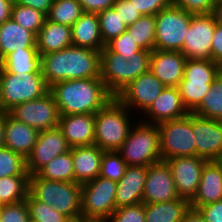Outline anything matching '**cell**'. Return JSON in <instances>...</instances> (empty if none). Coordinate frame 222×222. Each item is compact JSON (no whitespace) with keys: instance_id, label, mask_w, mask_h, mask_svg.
Returning a JSON list of instances; mask_svg holds the SVG:
<instances>
[{"instance_id":"obj_1","label":"cell","mask_w":222,"mask_h":222,"mask_svg":"<svg viewBox=\"0 0 222 222\" xmlns=\"http://www.w3.org/2000/svg\"><path fill=\"white\" fill-rule=\"evenodd\" d=\"M41 73L48 87L65 80L100 78V52L70 46L41 55Z\"/></svg>"},{"instance_id":"obj_2","label":"cell","mask_w":222,"mask_h":222,"mask_svg":"<svg viewBox=\"0 0 222 222\" xmlns=\"http://www.w3.org/2000/svg\"><path fill=\"white\" fill-rule=\"evenodd\" d=\"M60 115L96 114L114 96L101 78L65 80L49 87Z\"/></svg>"},{"instance_id":"obj_3","label":"cell","mask_w":222,"mask_h":222,"mask_svg":"<svg viewBox=\"0 0 222 222\" xmlns=\"http://www.w3.org/2000/svg\"><path fill=\"white\" fill-rule=\"evenodd\" d=\"M152 51L140 50L126 59L106 46L100 51V78L115 97L130 82L149 71Z\"/></svg>"},{"instance_id":"obj_4","label":"cell","mask_w":222,"mask_h":222,"mask_svg":"<svg viewBox=\"0 0 222 222\" xmlns=\"http://www.w3.org/2000/svg\"><path fill=\"white\" fill-rule=\"evenodd\" d=\"M82 184L78 182H61L46 180L31 174L28 194L68 218H76L81 214Z\"/></svg>"},{"instance_id":"obj_5","label":"cell","mask_w":222,"mask_h":222,"mask_svg":"<svg viewBox=\"0 0 222 222\" xmlns=\"http://www.w3.org/2000/svg\"><path fill=\"white\" fill-rule=\"evenodd\" d=\"M129 113L116 97L111 99L95 114L94 144L103 151H118L134 126Z\"/></svg>"},{"instance_id":"obj_6","label":"cell","mask_w":222,"mask_h":222,"mask_svg":"<svg viewBox=\"0 0 222 222\" xmlns=\"http://www.w3.org/2000/svg\"><path fill=\"white\" fill-rule=\"evenodd\" d=\"M222 68L212 59H187L184 77L178 85L184 106L192 112L211 90Z\"/></svg>"},{"instance_id":"obj_7","label":"cell","mask_w":222,"mask_h":222,"mask_svg":"<svg viewBox=\"0 0 222 222\" xmlns=\"http://www.w3.org/2000/svg\"><path fill=\"white\" fill-rule=\"evenodd\" d=\"M49 92L42 73L12 74L0 66V108L8 112L15 105L36 100Z\"/></svg>"},{"instance_id":"obj_8","label":"cell","mask_w":222,"mask_h":222,"mask_svg":"<svg viewBox=\"0 0 222 222\" xmlns=\"http://www.w3.org/2000/svg\"><path fill=\"white\" fill-rule=\"evenodd\" d=\"M129 166H150L161 159L158 126L138 121L117 151Z\"/></svg>"},{"instance_id":"obj_9","label":"cell","mask_w":222,"mask_h":222,"mask_svg":"<svg viewBox=\"0 0 222 222\" xmlns=\"http://www.w3.org/2000/svg\"><path fill=\"white\" fill-rule=\"evenodd\" d=\"M193 14L170 5L155 15V50L181 52Z\"/></svg>"},{"instance_id":"obj_10","label":"cell","mask_w":222,"mask_h":222,"mask_svg":"<svg viewBox=\"0 0 222 222\" xmlns=\"http://www.w3.org/2000/svg\"><path fill=\"white\" fill-rule=\"evenodd\" d=\"M160 135L162 160L173 157L196 156L192 131V112L187 116L157 124Z\"/></svg>"},{"instance_id":"obj_11","label":"cell","mask_w":222,"mask_h":222,"mask_svg":"<svg viewBox=\"0 0 222 222\" xmlns=\"http://www.w3.org/2000/svg\"><path fill=\"white\" fill-rule=\"evenodd\" d=\"M117 182L98 176L82 184L81 214L107 221L116 209Z\"/></svg>"},{"instance_id":"obj_12","label":"cell","mask_w":222,"mask_h":222,"mask_svg":"<svg viewBox=\"0 0 222 222\" xmlns=\"http://www.w3.org/2000/svg\"><path fill=\"white\" fill-rule=\"evenodd\" d=\"M8 113L39 132L58 127L60 121L59 108L50 92L36 100L15 105Z\"/></svg>"},{"instance_id":"obj_13","label":"cell","mask_w":222,"mask_h":222,"mask_svg":"<svg viewBox=\"0 0 222 222\" xmlns=\"http://www.w3.org/2000/svg\"><path fill=\"white\" fill-rule=\"evenodd\" d=\"M216 23L213 13L192 15L181 50L187 59H211V45Z\"/></svg>"},{"instance_id":"obj_14","label":"cell","mask_w":222,"mask_h":222,"mask_svg":"<svg viewBox=\"0 0 222 222\" xmlns=\"http://www.w3.org/2000/svg\"><path fill=\"white\" fill-rule=\"evenodd\" d=\"M165 87L150 71H147L130 82L115 97L130 111L131 109L133 111L140 109L143 114L159 97Z\"/></svg>"},{"instance_id":"obj_15","label":"cell","mask_w":222,"mask_h":222,"mask_svg":"<svg viewBox=\"0 0 222 222\" xmlns=\"http://www.w3.org/2000/svg\"><path fill=\"white\" fill-rule=\"evenodd\" d=\"M174 180L175 190L180 198L191 201L196 195L206 159L198 156L173 157L166 160Z\"/></svg>"},{"instance_id":"obj_16","label":"cell","mask_w":222,"mask_h":222,"mask_svg":"<svg viewBox=\"0 0 222 222\" xmlns=\"http://www.w3.org/2000/svg\"><path fill=\"white\" fill-rule=\"evenodd\" d=\"M70 149L71 147L59 127L40 131L31 153L26 158L28 174H35L42 166Z\"/></svg>"},{"instance_id":"obj_17","label":"cell","mask_w":222,"mask_h":222,"mask_svg":"<svg viewBox=\"0 0 222 222\" xmlns=\"http://www.w3.org/2000/svg\"><path fill=\"white\" fill-rule=\"evenodd\" d=\"M192 131L196 143V156L207 161L222 158V121L192 113Z\"/></svg>"},{"instance_id":"obj_18","label":"cell","mask_w":222,"mask_h":222,"mask_svg":"<svg viewBox=\"0 0 222 222\" xmlns=\"http://www.w3.org/2000/svg\"><path fill=\"white\" fill-rule=\"evenodd\" d=\"M178 198L172 171L167 161L160 160L148 166L143 203H161Z\"/></svg>"},{"instance_id":"obj_19","label":"cell","mask_w":222,"mask_h":222,"mask_svg":"<svg viewBox=\"0 0 222 222\" xmlns=\"http://www.w3.org/2000/svg\"><path fill=\"white\" fill-rule=\"evenodd\" d=\"M187 58L179 51L153 50L149 71L166 87H178Z\"/></svg>"},{"instance_id":"obj_20","label":"cell","mask_w":222,"mask_h":222,"mask_svg":"<svg viewBox=\"0 0 222 222\" xmlns=\"http://www.w3.org/2000/svg\"><path fill=\"white\" fill-rule=\"evenodd\" d=\"M190 112L184 106L178 87H165L159 97L150 108L143 114L147 124L157 125L159 123L185 117ZM150 119V120H148ZM149 121V122H148Z\"/></svg>"},{"instance_id":"obj_21","label":"cell","mask_w":222,"mask_h":222,"mask_svg":"<svg viewBox=\"0 0 222 222\" xmlns=\"http://www.w3.org/2000/svg\"><path fill=\"white\" fill-rule=\"evenodd\" d=\"M58 127L71 148L94 144L95 114L60 115Z\"/></svg>"},{"instance_id":"obj_22","label":"cell","mask_w":222,"mask_h":222,"mask_svg":"<svg viewBox=\"0 0 222 222\" xmlns=\"http://www.w3.org/2000/svg\"><path fill=\"white\" fill-rule=\"evenodd\" d=\"M146 176V166H127L124 176L117 182L116 208L143 202Z\"/></svg>"},{"instance_id":"obj_23","label":"cell","mask_w":222,"mask_h":222,"mask_svg":"<svg viewBox=\"0 0 222 222\" xmlns=\"http://www.w3.org/2000/svg\"><path fill=\"white\" fill-rule=\"evenodd\" d=\"M219 200H222L221 167L216 161H207L203 166L196 195L190 201V207L197 210L205 204Z\"/></svg>"},{"instance_id":"obj_24","label":"cell","mask_w":222,"mask_h":222,"mask_svg":"<svg viewBox=\"0 0 222 222\" xmlns=\"http://www.w3.org/2000/svg\"><path fill=\"white\" fill-rule=\"evenodd\" d=\"M39 131L13 118L5 112L4 147L19 153L25 159L34 147Z\"/></svg>"},{"instance_id":"obj_25","label":"cell","mask_w":222,"mask_h":222,"mask_svg":"<svg viewBox=\"0 0 222 222\" xmlns=\"http://www.w3.org/2000/svg\"><path fill=\"white\" fill-rule=\"evenodd\" d=\"M104 152L95 144L71 148L75 182L84 184L99 176Z\"/></svg>"},{"instance_id":"obj_26","label":"cell","mask_w":222,"mask_h":222,"mask_svg":"<svg viewBox=\"0 0 222 222\" xmlns=\"http://www.w3.org/2000/svg\"><path fill=\"white\" fill-rule=\"evenodd\" d=\"M72 46L101 51L103 43L97 13H83L71 26Z\"/></svg>"},{"instance_id":"obj_27","label":"cell","mask_w":222,"mask_h":222,"mask_svg":"<svg viewBox=\"0 0 222 222\" xmlns=\"http://www.w3.org/2000/svg\"><path fill=\"white\" fill-rule=\"evenodd\" d=\"M36 47V36L13 19L0 25V62L11 52Z\"/></svg>"},{"instance_id":"obj_28","label":"cell","mask_w":222,"mask_h":222,"mask_svg":"<svg viewBox=\"0 0 222 222\" xmlns=\"http://www.w3.org/2000/svg\"><path fill=\"white\" fill-rule=\"evenodd\" d=\"M72 46L71 27L45 20L36 36V47L40 55L63 50Z\"/></svg>"},{"instance_id":"obj_29","label":"cell","mask_w":222,"mask_h":222,"mask_svg":"<svg viewBox=\"0 0 222 222\" xmlns=\"http://www.w3.org/2000/svg\"><path fill=\"white\" fill-rule=\"evenodd\" d=\"M190 209V201L180 197L171 201L145 204V222H181Z\"/></svg>"},{"instance_id":"obj_30","label":"cell","mask_w":222,"mask_h":222,"mask_svg":"<svg viewBox=\"0 0 222 222\" xmlns=\"http://www.w3.org/2000/svg\"><path fill=\"white\" fill-rule=\"evenodd\" d=\"M0 66L12 74L41 73V55L37 47L22 48L9 53Z\"/></svg>"},{"instance_id":"obj_31","label":"cell","mask_w":222,"mask_h":222,"mask_svg":"<svg viewBox=\"0 0 222 222\" xmlns=\"http://www.w3.org/2000/svg\"><path fill=\"white\" fill-rule=\"evenodd\" d=\"M35 174L46 180L75 182L71 149L64 154L56 156L49 163L42 166Z\"/></svg>"},{"instance_id":"obj_32","label":"cell","mask_w":222,"mask_h":222,"mask_svg":"<svg viewBox=\"0 0 222 222\" xmlns=\"http://www.w3.org/2000/svg\"><path fill=\"white\" fill-rule=\"evenodd\" d=\"M192 113L204 118L222 121V72L212 83L211 90Z\"/></svg>"},{"instance_id":"obj_33","label":"cell","mask_w":222,"mask_h":222,"mask_svg":"<svg viewBox=\"0 0 222 222\" xmlns=\"http://www.w3.org/2000/svg\"><path fill=\"white\" fill-rule=\"evenodd\" d=\"M126 31L142 50H154L156 34L155 15H142L132 25H129Z\"/></svg>"},{"instance_id":"obj_34","label":"cell","mask_w":222,"mask_h":222,"mask_svg":"<svg viewBox=\"0 0 222 222\" xmlns=\"http://www.w3.org/2000/svg\"><path fill=\"white\" fill-rule=\"evenodd\" d=\"M30 176H8L0 178V203L13 204L25 201L29 190Z\"/></svg>"},{"instance_id":"obj_35","label":"cell","mask_w":222,"mask_h":222,"mask_svg":"<svg viewBox=\"0 0 222 222\" xmlns=\"http://www.w3.org/2000/svg\"><path fill=\"white\" fill-rule=\"evenodd\" d=\"M83 13L78 0H53L46 17L53 23L71 27Z\"/></svg>"},{"instance_id":"obj_36","label":"cell","mask_w":222,"mask_h":222,"mask_svg":"<svg viewBox=\"0 0 222 222\" xmlns=\"http://www.w3.org/2000/svg\"><path fill=\"white\" fill-rule=\"evenodd\" d=\"M11 19L37 36L47 17L46 14L29 6L13 4Z\"/></svg>"},{"instance_id":"obj_37","label":"cell","mask_w":222,"mask_h":222,"mask_svg":"<svg viewBox=\"0 0 222 222\" xmlns=\"http://www.w3.org/2000/svg\"><path fill=\"white\" fill-rule=\"evenodd\" d=\"M97 16L104 45L121 35L128 27L113 7L97 13Z\"/></svg>"},{"instance_id":"obj_38","label":"cell","mask_w":222,"mask_h":222,"mask_svg":"<svg viewBox=\"0 0 222 222\" xmlns=\"http://www.w3.org/2000/svg\"><path fill=\"white\" fill-rule=\"evenodd\" d=\"M8 176H30L26 169V159L7 147L0 148V178Z\"/></svg>"},{"instance_id":"obj_39","label":"cell","mask_w":222,"mask_h":222,"mask_svg":"<svg viewBox=\"0 0 222 222\" xmlns=\"http://www.w3.org/2000/svg\"><path fill=\"white\" fill-rule=\"evenodd\" d=\"M127 166V163L117 151H105L101 159L99 176L118 182L124 176Z\"/></svg>"},{"instance_id":"obj_40","label":"cell","mask_w":222,"mask_h":222,"mask_svg":"<svg viewBox=\"0 0 222 222\" xmlns=\"http://www.w3.org/2000/svg\"><path fill=\"white\" fill-rule=\"evenodd\" d=\"M25 200L28 205L30 220L36 222H65L69 219L54 210L52 206L32 198L29 194Z\"/></svg>"},{"instance_id":"obj_41","label":"cell","mask_w":222,"mask_h":222,"mask_svg":"<svg viewBox=\"0 0 222 222\" xmlns=\"http://www.w3.org/2000/svg\"><path fill=\"white\" fill-rule=\"evenodd\" d=\"M145 204L116 208L106 222H145Z\"/></svg>"},{"instance_id":"obj_42","label":"cell","mask_w":222,"mask_h":222,"mask_svg":"<svg viewBox=\"0 0 222 222\" xmlns=\"http://www.w3.org/2000/svg\"><path fill=\"white\" fill-rule=\"evenodd\" d=\"M0 222H30L26 200L2 205L0 208Z\"/></svg>"},{"instance_id":"obj_43","label":"cell","mask_w":222,"mask_h":222,"mask_svg":"<svg viewBox=\"0 0 222 222\" xmlns=\"http://www.w3.org/2000/svg\"><path fill=\"white\" fill-rule=\"evenodd\" d=\"M111 52L123 55L126 59L134 56L141 48L136 44L132 36L127 31L123 32L118 37L112 39L105 45Z\"/></svg>"},{"instance_id":"obj_44","label":"cell","mask_w":222,"mask_h":222,"mask_svg":"<svg viewBox=\"0 0 222 222\" xmlns=\"http://www.w3.org/2000/svg\"><path fill=\"white\" fill-rule=\"evenodd\" d=\"M175 5L191 14L213 13L215 9V0H171Z\"/></svg>"},{"instance_id":"obj_45","label":"cell","mask_w":222,"mask_h":222,"mask_svg":"<svg viewBox=\"0 0 222 222\" xmlns=\"http://www.w3.org/2000/svg\"><path fill=\"white\" fill-rule=\"evenodd\" d=\"M113 8L127 26L132 25L142 16L130 0H115Z\"/></svg>"},{"instance_id":"obj_46","label":"cell","mask_w":222,"mask_h":222,"mask_svg":"<svg viewBox=\"0 0 222 222\" xmlns=\"http://www.w3.org/2000/svg\"><path fill=\"white\" fill-rule=\"evenodd\" d=\"M142 15H156L170 6L171 0H130Z\"/></svg>"},{"instance_id":"obj_47","label":"cell","mask_w":222,"mask_h":222,"mask_svg":"<svg viewBox=\"0 0 222 222\" xmlns=\"http://www.w3.org/2000/svg\"><path fill=\"white\" fill-rule=\"evenodd\" d=\"M197 211L206 222H222V200L205 204Z\"/></svg>"},{"instance_id":"obj_48","label":"cell","mask_w":222,"mask_h":222,"mask_svg":"<svg viewBox=\"0 0 222 222\" xmlns=\"http://www.w3.org/2000/svg\"><path fill=\"white\" fill-rule=\"evenodd\" d=\"M211 59L222 68V25L218 23L212 39Z\"/></svg>"},{"instance_id":"obj_49","label":"cell","mask_w":222,"mask_h":222,"mask_svg":"<svg viewBox=\"0 0 222 222\" xmlns=\"http://www.w3.org/2000/svg\"><path fill=\"white\" fill-rule=\"evenodd\" d=\"M84 13H99L112 8L115 0H78Z\"/></svg>"},{"instance_id":"obj_50","label":"cell","mask_w":222,"mask_h":222,"mask_svg":"<svg viewBox=\"0 0 222 222\" xmlns=\"http://www.w3.org/2000/svg\"><path fill=\"white\" fill-rule=\"evenodd\" d=\"M13 2V4L29 6L47 15L53 0H13Z\"/></svg>"},{"instance_id":"obj_51","label":"cell","mask_w":222,"mask_h":222,"mask_svg":"<svg viewBox=\"0 0 222 222\" xmlns=\"http://www.w3.org/2000/svg\"><path fill=\"white\" fill-rule=\"evenodd\" d=\"M13 0H0V25L11 18Z\"/></svg>"},{"instance_id":"obj_52","label":"cell","mask_w":222,"mask_h":222,"mask_svg":"<svg viewBox=\"0 0 222 222\" xmlns=\"http://www.w3.org/2000/svg\"><path fill=\"white\" fill-rule=\"evenodd\" d=\"M181 222H206L197 210L190 209Z\"/></svg>"},{"instance_id":"obj_53","label":"cell","mask_w":222,"mask_h":222,"mask_svg":"<svg viewBox=\"0 0 222 222\" xmlns=\"http://www.w3.org/2000/svg\"><path fill=\"white\" fill-rule=\"evenodd\" d=\"M5 140V112H0V148L4 147Z\"/></svg>"},{"instance_id":"obj_54","label":"cell","mask_w":222,"mask_h":222,"mask_svg":"<svg viewBox=\"0 0 222 222\" xmlns=\"http://www.w3.org/2000/svg\"><path fill=\"white\" fill-rule=\"evenodd\" d=\"M213 14L217 23L222 25V0L216 2Z\"/></svg>"},{"instance_id":"obj_55","label":"cell","mask_w":222,"mask_h":222,"mask_svg":"<svg viewBox=\"0 0 222 222\" xmlns=\"http://www.w3.org/2000/svg\"><path fill=\"white\" fill-rule=\"evenodd\" d=\"M75 222H106L102 219L79 216L75 218Z\"/></svg>"},{"instance_id":"obj_56","label":"cell","mask_w":222,"mask_h":222,"mask_svg":"<svg viewBox=\"0 0 222 222\" xmlns=\"http://www.w3.org/2000/svg\"><path fill=\"white\" fill-rule=\"evenodd\" d=\"M216 162L220 165V167H221V172H222V158L216 160Z\"/></svg>"},{"instance_id":"obj_57","label":"cell","mask_w":222,"mask_h":222,"mask_svg":"<svg viewBox=\"0 0 222 222\" xmlns=\"http://www.w3.org/2000/svg\"><path fill=\"white\" fill-rule=\"evenodd\" d=\"M65 222H75V218H69L67 221Z\"/></svg>"}]
</instances>
